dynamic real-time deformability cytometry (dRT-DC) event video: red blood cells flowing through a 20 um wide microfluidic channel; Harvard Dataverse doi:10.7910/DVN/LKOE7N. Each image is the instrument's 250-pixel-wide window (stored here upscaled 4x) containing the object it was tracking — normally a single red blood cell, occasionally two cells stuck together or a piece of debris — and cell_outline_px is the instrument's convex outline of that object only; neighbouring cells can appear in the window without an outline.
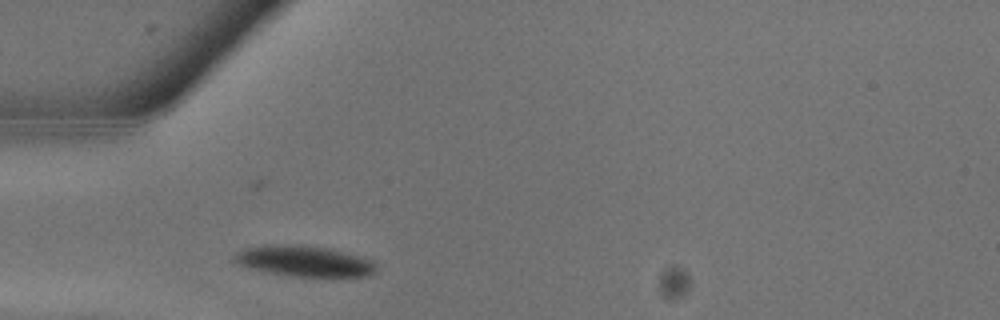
{"species": "common noctule bat (a hibernating species)", "species_latin": "Nyctalus noctula", "temperature_condition": "warm", "stored_images_in_passage": 2, "camera_frame_rate_fps": 3000, "um_per_image_px": 0.085, "animal": {"sex": "male", "body_mass_g": 13.3}, "frame": {"image": 1, "passage_image": 2, "time_ms": 0.333, "image_size_px": [1000, 320], "cell_outline_px": [[380, 268], [376, 272], [368, 276], [288, 276], [252, 268], [236, 264], [232, 260], [232, 256], [236, 252], [244, 248], [276, 244], [300, 244], [328, 248], [372, 260]], "centroid_in_image_um": [25.85, 22.19], "position_along_channel_um": 59.1, "area_um2": 25.49}}